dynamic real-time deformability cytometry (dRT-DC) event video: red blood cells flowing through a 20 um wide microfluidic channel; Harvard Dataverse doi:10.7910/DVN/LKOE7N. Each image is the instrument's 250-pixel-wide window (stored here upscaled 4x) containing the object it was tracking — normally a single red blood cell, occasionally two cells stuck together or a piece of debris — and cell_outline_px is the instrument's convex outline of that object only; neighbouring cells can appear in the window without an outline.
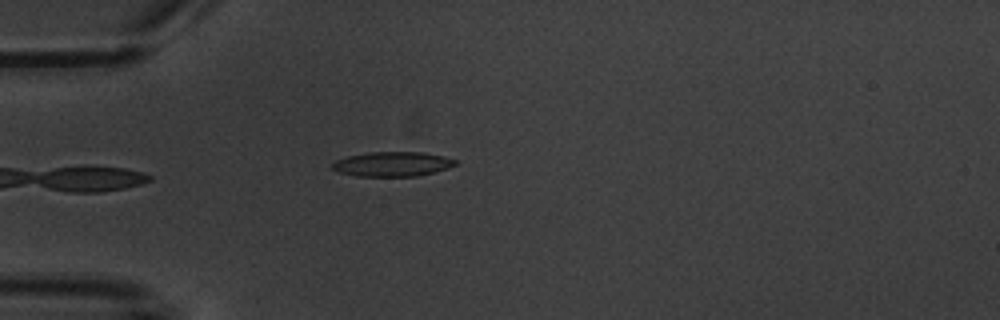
{"species": "common noctule bat (a hibernating species)", "species_latin": "Nyctalus noctula", "temperature_condition": "warm", "stored_images_in_passage": 6, "camera_frame_rate_fps": 3000, "um_per_image_px": 0.085, "animal": {"sex": "male", "body_mass_g": 20.1, "forearm_length_mm": 53.5}, "frame": {"image": 1, "passage_image": 6, "time_ms": 6.0, "image_size_px": [1000, 320], "cell_outline_px": [[456, 164], [448, 168], [416, 176], [356, 176], [336, 172], [332, 168], [332, 164], [336, 160], [348, 156], [368, 152], [424, 152], [444, 156], [456, 160]], "centroid_in_image_um": [33.32, 13.94], "position_along_channel_um": 51.7, "area_um2": 17.63}}